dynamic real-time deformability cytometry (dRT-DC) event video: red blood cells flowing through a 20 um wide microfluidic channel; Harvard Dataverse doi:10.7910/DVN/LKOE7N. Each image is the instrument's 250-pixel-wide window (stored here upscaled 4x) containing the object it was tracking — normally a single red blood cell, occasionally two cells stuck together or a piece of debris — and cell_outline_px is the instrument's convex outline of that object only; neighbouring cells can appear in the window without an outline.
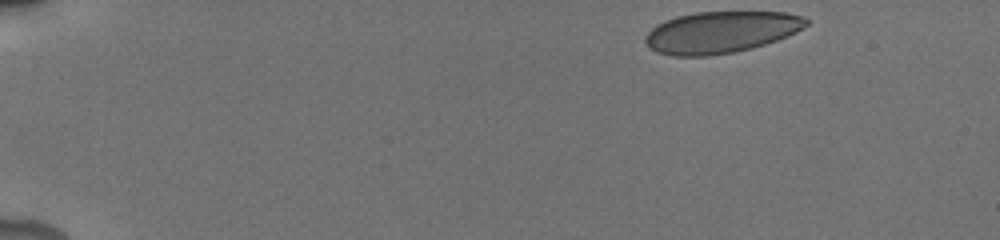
{"species": "human", "species_latin": "Homo sapiens", "temperature_condition": "cold", "stored_images_in_passage": 16, "camera_frame_rate_fps": 3000, "um_per_image_px": 0.085, "donor": {"sex": "male"}, "frame": {"image": 1, "passage_image": 1, "time_ms": 0.0, "image_size_px": [1000, 240], "cell_outline_px": [[808, 24], [804, 28], [788, 36], [752, 48], [732, 52], [708, 56], [672, 56], [656, 52], [648, 48], [644, 40], [644, 36], [656, 24], [664, 20], [676, 16], [696, 12], [784, 12], [800, 16], [808, 20]], "centroid_in_image_um": [61.23, 2.74], "position_along_channel_um": 23.8, "area_um2": 39.19}}
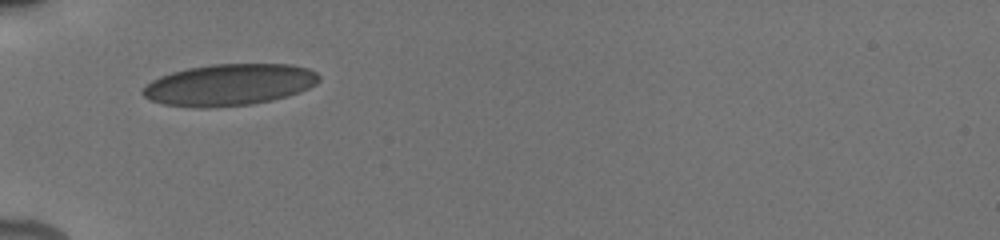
{"frame": {"image": 2, "passage_image": 13, "time_ms": 4.0, "image_size_px": [1000, 240], "cell_outline_px": [[320, 80], [316, 84], [300, 92], [288, 96], [272, 100], [252, 104], [208, 108], [196, 108], [164, 104], [152, 100], [144, 96], [140, 92], [152, 80], [160, 76], [172, 72], [188, 68], [212, 64], [292, 64], [308, 68], [316, 72], [320, 76]], "centroid_in_image_um": [19.52, 7.21], "position_along_channel_um": 65.5, "area_um2": 42.83}}